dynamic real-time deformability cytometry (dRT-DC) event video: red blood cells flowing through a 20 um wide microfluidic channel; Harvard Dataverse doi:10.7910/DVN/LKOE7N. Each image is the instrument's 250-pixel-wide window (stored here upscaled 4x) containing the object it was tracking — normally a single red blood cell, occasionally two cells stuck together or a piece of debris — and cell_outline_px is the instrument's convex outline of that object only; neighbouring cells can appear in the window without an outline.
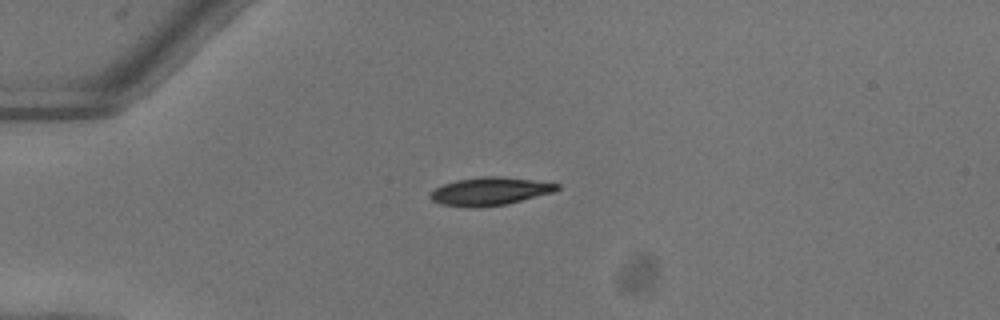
{"species": "common noctule bat (a hibernating species)", "species_latin": "Nyctalus noctula", "temperature_condition": "warm", "stored_images_in_passage": 39, "camera_frame_rate_fps": 3000, "um_per_image_px": 0.085, "animal": {"sex": "female"}, "frame": {"image": 1, "passage_image": 1, "time_ms": 0.0, "image_size_px": [1000, 320], "cell_outline_px": [[560, 188], [552, 192], [508, 204], [480, 208], [472, 208], [440, 204], [432, 200], [428, 196], [436, 188], [444, 184], [456, 180], [480, 176], [500, 176], [532, 180], [560, 184]], "centroid_in_image_um": [41.62, 16.27], "position_along_channel_um": 43.4, "area_um2": 20.75}}
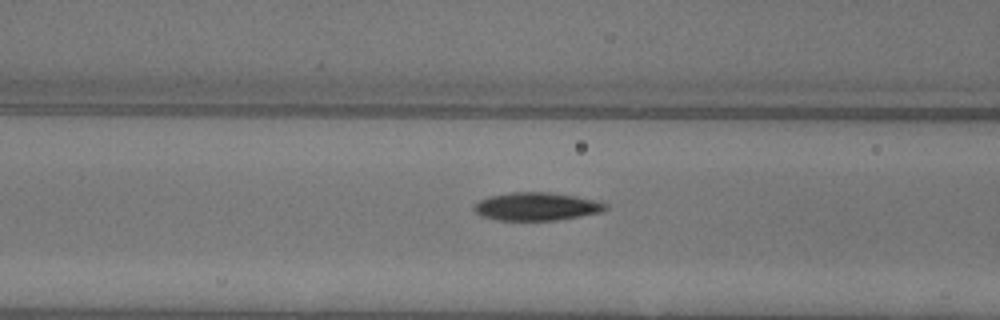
{"frame": {"image": 2, "passage_image": 9, "time_ms": 2.667, "image_size_px": [1000, 320], "cell_outline_px": [[608, 208], [604, 212], [556, 220], [496, 220], [480, 216], [472, 208], [480, 200], [488, 196], [512, 192], [552, 192], [600, 200], [608, 204]], "centroid_in_image_um": [45.66, 17.54], "position_along_channel_um": 120.9, "area_um2": 21.79}}
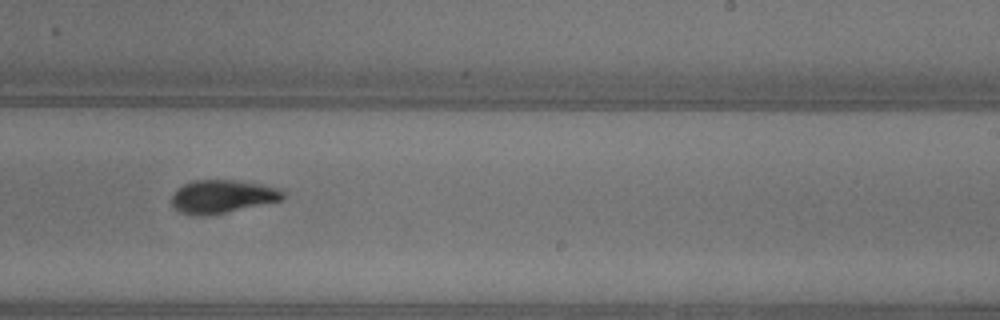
{"frame": {"image": 3, "passage_image": 20, "time_ms": 6.333, "image_size_px": [1000, 320], "cell_outline_px": [[284, 200], [224, 212], [180, 212], [172, 204], [172, 192], [176, 188], [184, 184], [196, 180], [236, 180], [260, 184], [276, 188], [284, 192]], "centroid_in_image_um": [18.93, 16.64], "position_along_channel_um": 270.1, "area_um2": 20.63}, "authors_computed_cell_mechanics": {"area_um2": 20.8658, "velocity_mm_per_s": 4.0777, "shape_relaxation_time_tau1_ms": 5.133, "shape_relaxation_time_tau2_ms": 1.9971, "deformation_change_tau1": 0.1897, "deformation_change_tau2": 0.0698}}